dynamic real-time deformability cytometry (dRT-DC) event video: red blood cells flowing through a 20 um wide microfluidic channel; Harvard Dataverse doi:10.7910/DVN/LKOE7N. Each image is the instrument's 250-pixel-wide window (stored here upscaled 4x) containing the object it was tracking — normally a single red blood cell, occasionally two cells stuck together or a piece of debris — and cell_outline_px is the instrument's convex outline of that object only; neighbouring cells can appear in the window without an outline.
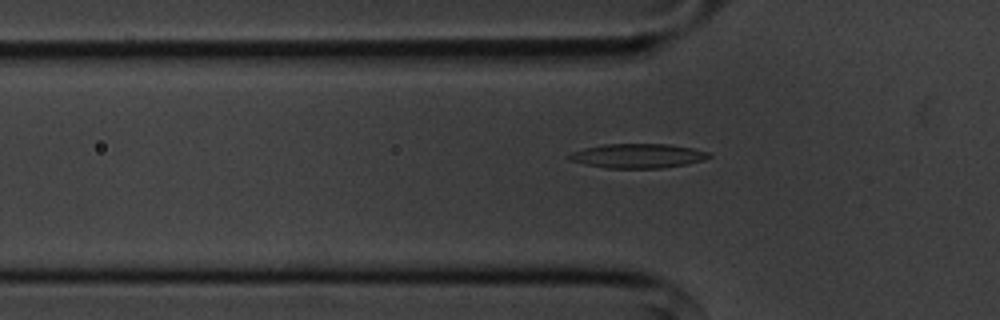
{"species": "common noctule bat (a hibernating species)", "species_latin": "Nyctalus noctula", "temperature_condition": "cold", "stored_images_in_passage": 55, "camera_frame_rate_fps": 3000, "um_per_image_px": 0.085, "animal": {"sex": "male", "body_mass_g": 20.1, "forearm_length_mm": 53.5}, "frame": {"image": 1, "passage_image": 17, "time_ms": 5.333, "image_size_px": [1000, 320], "cell_outline_px": [[712, 156], [704, 160], [684, 164], [660, 168], [604, 168], [568, 160], [568, 156], [572, 152], [584, 148], [604, 144], [668, 144], [692, 148], [712, 152]], "centroid_in_image_um": [54.23, 13.24], "position_along_channel_um": 71.6, "area_um2": 19.83}}
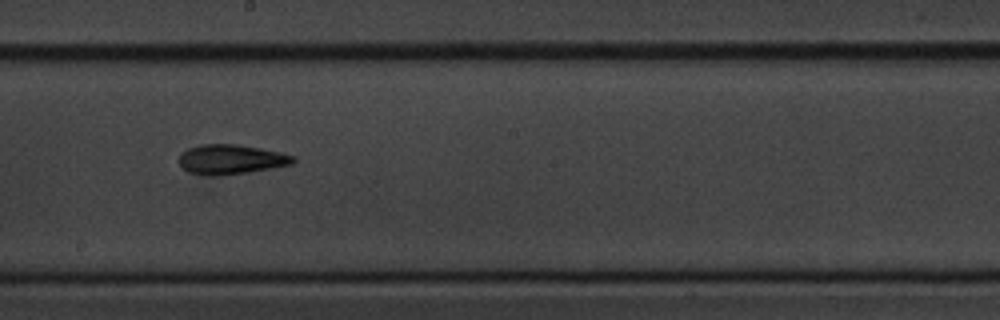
{"frame": {"image": 2, "passage_image": 30, "time_ms": 9.667, "image_size_px": [1000, 320], "cell_outline_px": [[296, 160], [292, 164], [272, 168], [248, 172], [220, 176], [208, 176], [188, 172], [180, 164], [180, 152], [188, 148], [200, 144], [236, 144], [260, 148], [280, 152], [296, 156]], "centroid_in_image_um": [19.64, 13.55], "position_along_channel_um": 228.6, "area_um2": 19.88}}
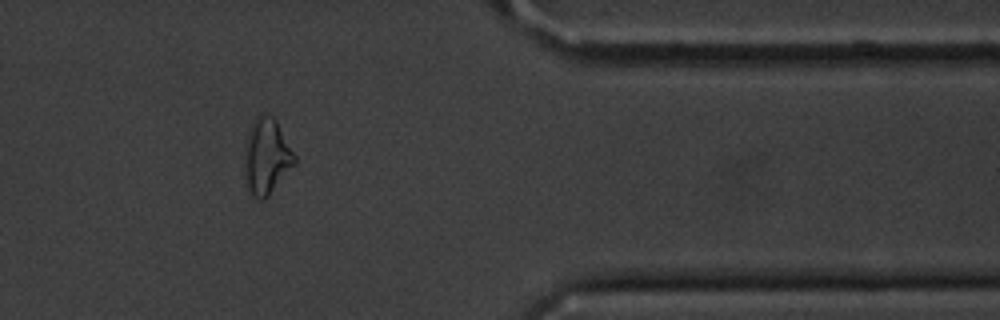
{"frame": {"image": 3, "passage_image": 45, "time_ms": 14.667, "image_size_px": [1000, 320], "cell_outline_px": [[296, 164], [268, 196], [264, 200], [256, 200], [248, 192], [248, 132], [256, 116], [260, 112], [272, 116], [276, 120], [296, 156]], "centroid_in_image_um": [22.74, 13.3], "position_along_channel_um": 388.7, "area_um2": 21.33}, "authors_computed_cell_mechanics": {"area_um2": 19.363, "velocity_mm_per_s": 3.597, "shape_relaxation_time_tau1_ms": 3.7332, "shape_relaxation_time_tau2_ms": 7.1656, "deformation_change_tau1": 0.1324, "deformation_change_tau2": 0.1917}}